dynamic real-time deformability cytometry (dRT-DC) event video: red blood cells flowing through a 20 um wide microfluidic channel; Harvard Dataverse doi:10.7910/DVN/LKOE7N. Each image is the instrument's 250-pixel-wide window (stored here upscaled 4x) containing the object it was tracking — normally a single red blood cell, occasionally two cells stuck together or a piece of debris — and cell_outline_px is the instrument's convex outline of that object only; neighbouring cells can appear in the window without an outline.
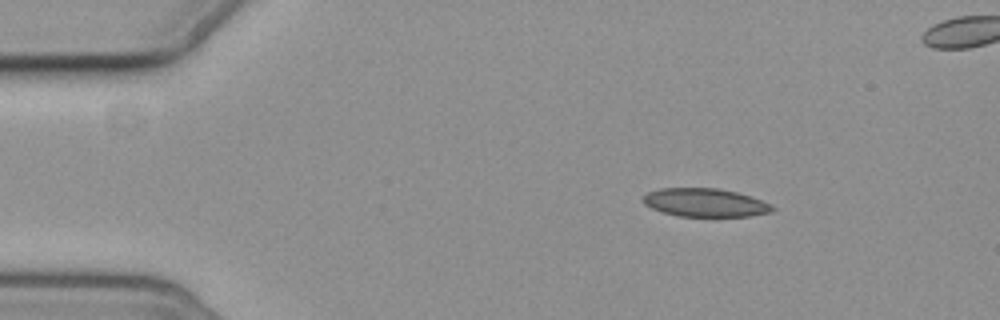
{"species": "common noctule bat (a hibernating species)", "species_latin": "Nyctalus noctula", "temperature_condition": "cold", "stored_images_in_passage": 5, "camera_frame_rate_fps": 3000, "um_per_image_px": 0.085, "animal": {"sex": "female", "body_mass_g": 19.3, "forearm_length_mm": 54.1}, "frame": {"image": 1, "passage_image": 2, "time_ms": 1.333, "image_size_px": [1000, 320], "cell_outline_px": [[776, 208], [768, 212], [748, 216], [680, 216], [664, 212], [652, 208], [644, 204], [640, 196], [648, 192], [660, 188], [716, 188], [736, 192], [752, 196], [772, 204]], "centroid_in_image_um": [59.91, 17.21], "position_along_channel_um": 25.1, "area_um2": 21.33}}
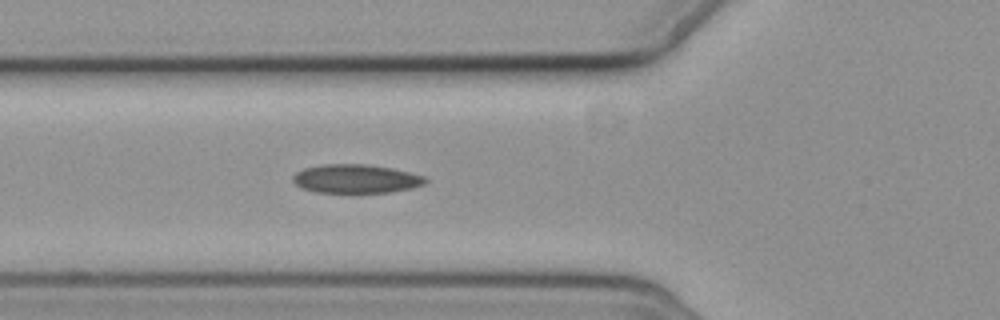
{"frame": {"image": 2, "passage_image": 5, "time_ms": 5.333, "image_size_px": [1000, 320], "cell_outline_px": [[428, 180], [424, 184], [412, 188], [392, 192], [316, 192], [300, 188], [292, 180], [292, 176], [296, 172], [304, 168], [324, 164], [364, 164], [392, 168], [424, 176]], "centroid_in_image_um": [30.23, 15.19], "position_along_channel_um": 95.6, "area_um2": 22.14}}